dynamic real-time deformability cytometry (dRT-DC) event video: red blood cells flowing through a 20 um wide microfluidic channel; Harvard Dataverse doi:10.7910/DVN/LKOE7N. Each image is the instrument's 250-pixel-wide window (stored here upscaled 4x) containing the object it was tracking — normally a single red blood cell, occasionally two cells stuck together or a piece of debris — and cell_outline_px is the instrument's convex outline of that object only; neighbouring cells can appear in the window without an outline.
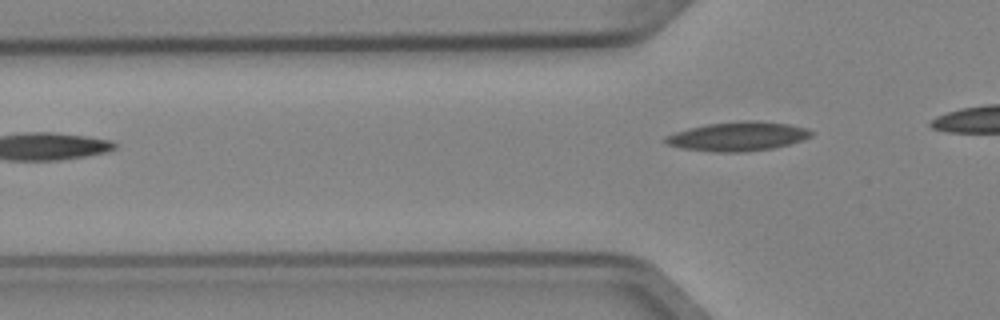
{"species": "Egyptian fruit bat (a non-hibernating species)", "species_latin": "Rousettus aegyptiacus", "temperature_condition": "cold", "stored_images_in_passage": 3, "camera_frame_rate_fps": 3000, "um_per_image_px": 0.085, "animal": {"sex": "female"}, "frame": {"image": 1, "passage_image": 3, "time_ms": 0.667, "image_size_px": [1000, 320], "cell_outline_px": [[816, 132], [812, 136], [804, 140], [772, 148], [744, 152], [712, 152], [680, 148], [668, 144], [664, 140], [664, 136], [688, 128], [708, 124], [740, 120], [756, 120], [788, 124], [808, 128]], "centroid_in_image_um": [62.75, 11.59], "position_along_channel_um": 63.1, "area_um2": 24.97}}